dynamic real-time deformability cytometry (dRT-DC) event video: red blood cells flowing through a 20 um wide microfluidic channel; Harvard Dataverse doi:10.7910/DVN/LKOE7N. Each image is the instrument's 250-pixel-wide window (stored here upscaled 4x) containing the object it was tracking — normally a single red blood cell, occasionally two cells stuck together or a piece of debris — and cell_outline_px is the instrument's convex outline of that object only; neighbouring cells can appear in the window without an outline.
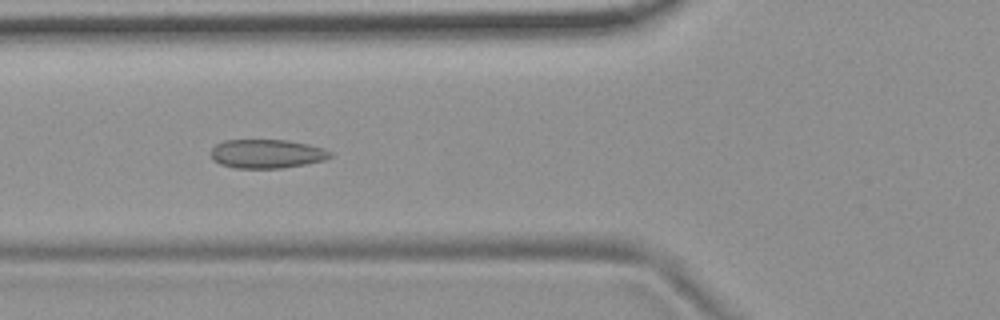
{"species": "common noctule bat (a hibernating species)", "species_latin": "Nyctalus noctula", "temperature_condition": "room temperature", "stored_images_in_passage": 6, "camera_frame_rate_fps": 3000, "um_per_image_px": 0.085, "animal": {"sex": "female", "body_mass_g": 19.9}, "frame": {"image": 1, "passage_image": 5, "time_ms": 1.333, "image_size_px": [1000, 320], "cell_outline_px": [[332, 156], [324, 160], [304, 164], [280, 168], [236, 168], [220, 164], [212, 160], [208, 152], [216, 144], [224, 140], [288, 140], [308, 144], [324, 148], [332, 152]], "centroid_in_image_um": [22.64, 13.06], "position_along_channel_um": 103.2, "area_um2": 20.23}}
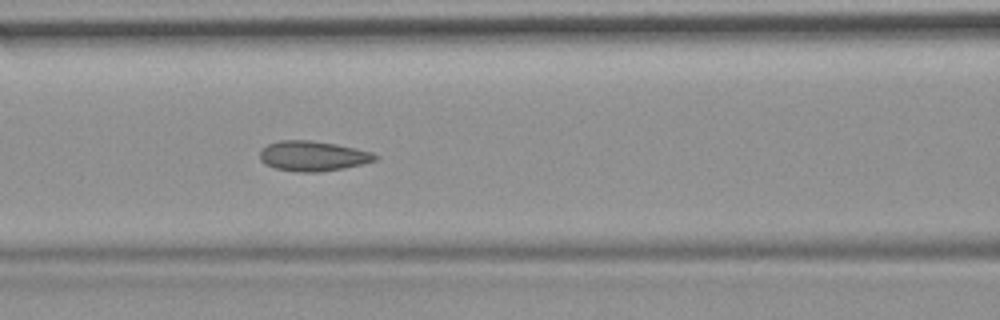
{"frame": {"image": 2, "passage_image": 6, "time_ms": 1.667, "image_size_px": [1000, 320], "cell_outline_px": [[380, 156], [376, 160], [364, 164], [344, 168], [320, 172], [296, 172], [276, 168], [264, 164], [260, 160], [260, 152], [268, 144], [280, 140], [308, 140], [336, 144], [356, 148], [372, 152]], "centroid_in_image_um": [26.62, 13.27], "position_along_channel_um": 140.0, "area_um2": 20.29}}